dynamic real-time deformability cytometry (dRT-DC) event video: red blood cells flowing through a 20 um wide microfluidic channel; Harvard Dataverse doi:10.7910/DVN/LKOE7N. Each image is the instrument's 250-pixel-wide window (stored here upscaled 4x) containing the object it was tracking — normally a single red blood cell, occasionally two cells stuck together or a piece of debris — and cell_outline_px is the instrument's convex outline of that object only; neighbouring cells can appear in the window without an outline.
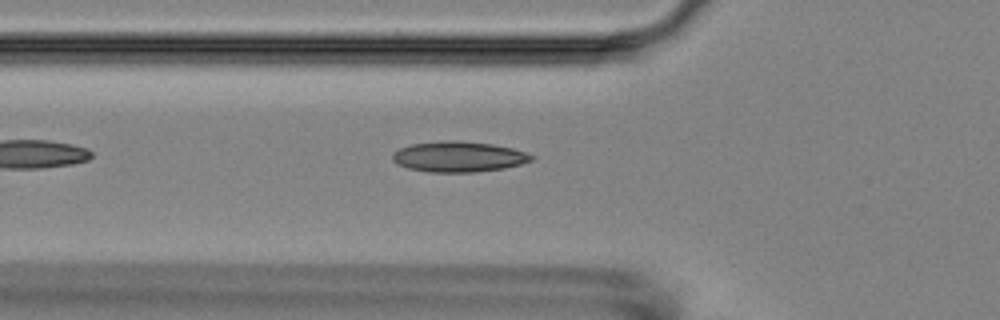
{"species": "Egyptian fruit bat (a non-hibernating species)", "species_latin": "Rousettus aegyptiacus", "temperature_condition": "room temperature", "stored_images_in_passage": 4, "camera_frame_rate_fps": 3000, "um_per_image_px": 0.085, "animal": {"sex": "female"}, "frame": {"image": 1, "passage_image": 4, "time_ms": 4.333, "image_size_px": [1000, 320], "cell_outline_px": [[536, 156], [532, 160], [520, 164], [504, 168], [476, 172], [428, 172], [408, 168], [396, 164], [392, 160], [392, 152], [400, 148], [412, 144], [444, 140], [456, 140], [492, 144], [512, 148]], "centroid_in_image_um": [38.95, 13.32], "position_along_channel_um": 86.8, "area_um2": 24.8}}